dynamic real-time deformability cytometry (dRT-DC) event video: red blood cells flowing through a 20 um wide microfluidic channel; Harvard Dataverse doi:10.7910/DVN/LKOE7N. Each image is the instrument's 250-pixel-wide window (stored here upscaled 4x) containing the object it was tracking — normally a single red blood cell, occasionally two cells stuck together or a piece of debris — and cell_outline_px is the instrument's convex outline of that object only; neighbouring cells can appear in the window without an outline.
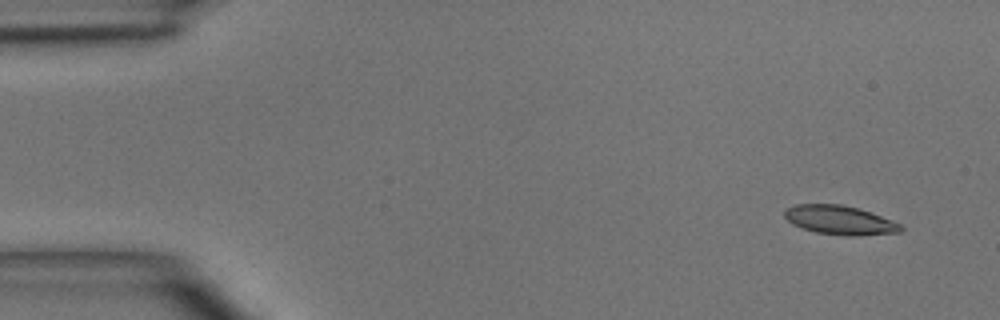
{"species": "common noctule bat (a hibernating species)", "species_latin": "Nyctalus noctula", "temperature_condition": "room temperature", "stored_images_in_passage": 4, "camera_frame_rate_fps": 3000, "um_per_image_px": 0.085, "animal": {"sex": "male", "body_mass_g": 15.6}, "frame": {"image": 1, "passage_image": 1, "time_ms": 0.0, "image_size_px": [1000, 320], "cell_outline_px": [[904, 228], [900, 232], [856, 236], [844, 236], [816, 232], [792, 224], [784, 216], [784, 212], [788, 208], [796, 204], [840, 204], [856, 208], [892, 220], [900, 224]], "centroid_in_image_um": [71.38, 18.72], "position_along_channel_um": 13.6, "area_um2": 19.42}}
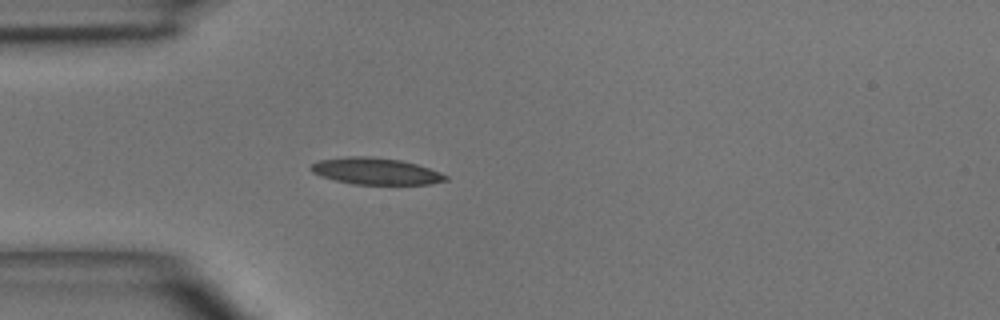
{"frame": {"image": 2, "passage_image": 4, "time_ms": 3.333, "image_size_px": [1000, 320], "cell_outline_px": [[448, 180], [432, 184], [352, 184], [320, 176], [312, 172], [308, 168], [312, 164], [320, 160], [348, 156], [368, 156], [400, 160], [416, 164], [440, 172], [448, 176]], "centroid_in_image_um": [31.93, 14.55], "position_along_channel_um": 53.1, "area_um2": 20.87}}